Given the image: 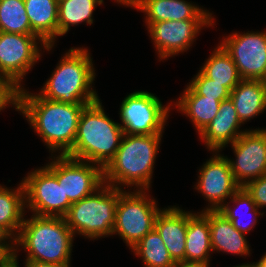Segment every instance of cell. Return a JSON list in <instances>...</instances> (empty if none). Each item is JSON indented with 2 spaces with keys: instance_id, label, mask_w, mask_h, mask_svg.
Returning a JSON list of instances; mask_svg holds the SVG:
<instances>
[{
  "instance_id": "83f0119b",
  "label": "cell",
  "mask_w": 266,
  "mask_h": 267,
  "mask_svg": "<svg viewBox=\"0 0 266 267\" xmlns=\"http://www.w3.org/2000/svg\"><path fill=\"white\" fill-rule=\"evenodd\" d=\"M26 13L24 0H0V31L37 35Z\"/></svg>"
},
{
  "instance_id": "f1b7e54d",
  "label": "cell",
  "mask_w": 266,
  "mask_h": 267,
  "mask_svg": "<svg viewBox=\"0 0 266 267\" xmlns=\"http://www.w3.org/2000/svg\"><path fill=\"white\" fill-rule=\"evenodd\" d=\"M230 199L231 200L229 201V203L232 202L235 204L233 207L234 209L232 208V206L229 205L228 202H225V204L219 209V211L231 221L232 225L238 231L247 234L252 228H254L255 224L257 223V218H259L257 216H263L264 213L261 214V211L259 212V209L256 207L255 202L252 200L251 196L246 192L243 187H240ZM238 207H246V209L248 208L245 212L251 213L254 219H250L248 223H246L245 221L243 222L241 220V216L243 214H238Z\"/></svg>"
},
{
  "instance_id": "6da1fadb",
  "label": "cell",
  "mask_w": 266,
  "mask_h": 267,
  "mask_svg": "<svg viewBox=\"0 0 266 267\" xmlns=\"http://www.w3.org/2000/svg\"><path fill=\"white\" fill-rule=\"evenodd\" d=\"M89 104H66L18 90L17 111L29 122L52 153L66 155L73 147L78 122L83 109Z\"/></svg>"
},
{
  "instance_id": "7402d4cb",
  "label": "cell",
  "mask_w": 266,
  "mask_h": 267,
  "mask_svg": "<svg viewBox=\"0 0 266 267\" xmlns=\"http://www.w3.org/2000/svg\"><path fill=\"white\" fill-rule=\"evenodd\" d=\"M185 261L210 262V253L213 252L210 240L208 218L202 213L188 211V228L186 233Z\"/></svg>"
},
{
  "instance_id": "277c9868",
  "label": "cell",
  "mask_w": 266,
  "mask_h": 267,
  "mask_svg": "<svg viewBox=\"0 0 266 267\" xmlns=\"http://www.w3.org/2000/svg\"><path fill=\"white\" fill-rule=\"evenodd\" d=\"M123 135L120 124L105 114L99 99L83 109L74 145L66 155L104 168L115 156Z\"/></svg>"
},
{
  "instance_id": "8992f818",
  "label": "cell",
  "mask_w": 266,
  "mask_h": 267,
  "mask_svg": "<svg viewBox=\"0 0 266 267\" xmlns=\"http://www.w3.org/2000/svg\"><path fill=\"white\" fill-rule=\"evenodd\" d=\"M118 188L103 184L93 194L72 203L64 216L74 235L98 239L112 235L115 226Z\"/></svg>"
},
{
  "instance_id": "8fae6325",
  "label": "cell",
  "mask_w": 266,
  "mask_h": 267,
  "mask_svg": "<svg viewBox=\"0 0 266 267\" xmlns=\"http://www.w3.org/2000/svg\"><path fill=\"white\" fill-rule=\"evenodd\" d=\"M25 208L40 216L64 217L72 203L64 195L62 185L46 167H41L22 179Z\"/></svg>"
},
{
  "instance_id": "d590c367",
  "label": "cell",
  "mask_w": 266,
  "mask_h": 267,
  "mask_svg": "<svg viewBox=\"0 0 266 267\" xmlns=\"http://www.w3.org/2000/svg\"><path fill=\"white\" fill-rule=\"evenodd\" d=\"M12 259L0 248V267H11Z\"/></svg>"
},
{
  "instance_id": "5bb4252c",
  "label": "cell",
  "mask_w": 266,
  "mask_h": 267,
  "mask_svg": "<svg viewBox=\"0 0 266 267\" xmlns=\"http://www.w3.org/2000/svg\"><path fill=\"white\" fill-rule=\"evenodd\" d=\"M213 25L214 20H168L152 23L147 28L163 60L189 50L202 27Z\"/></svg>"
},
{
  "instance_id": "f546056e",
  "label": "cell",
  "mask_w": 266,
  "mask_h": 267,
  "mask_svg": "<svg viewBox=\"0 0 266 267\" xmlns=\"http://www.w3.org/2000/svg\"><path fill=\"white\" fill-rule=\"evenodd\" d=\"M187 86L197 95L215 98L216 100L228 99L231 94L226 86L206 77L200 70Z\"/></svg>"
},
{
  "instance_id": "1f68e13d",
  "label": "cell",
  "mask_w": 266,
  "mask_h": 267,
  "mask_svg": "<svg viewBox=\"0 0 266 267\" xmlns=\"http://www.w3.org/2000/svg\"><path fill=\"white\" fill-rule=\"evenodd\" d=\"M10 105L17 110L18 89L11 82L0 78V112Z\"/></svg>"
},
{
  "instance_id": "5b68a950",
  "label": "cell",
  "mask_w": 266,
  "mask_h": 267,
  "mask_svg": "<svg viewBox=\"0 0 266 267\" xmlns=\"http://www.w3.org/2000/svg\"><path fill=\"white\" fill-rule=\"evenodd\" d=\"M90 55L86 48L69 49L38 94L66 104H92L99 100L92 88L95 70Z\"/></svg>"
},
{
  "instance_id": "cb8c5ba5",
  "label": "cell",
  "mask_w": 266,
  "mask_h": 267,
  "mask_svg": "<svg viewBox=\"0 0 266 267\" xmlns=\"http://www.w3.org/2000/svg\"><path fill=\"white\" fill-rule=\"evenodd\" d=\"M25 214V190L23 183L14 189L0 184V225L15 239L23 224Z\"/></svg>"
},
{
  "instance_id": "d6a6232c",
  "label": "cell",
  "mask_w": 266,
  "mask_h": 267,
  "mask_svg": "<svg viewBox=\"0 0 266 267\" xmlns=\"http://www.w3.org/2000/svg\"><path fill=\"white\" fill-rule=\"evenodd\" d=\"M6 240H8V241H6ZM0 248L11 259L16 254L15 238L1 225H0Z\"/></svg>"
},
{
  "instance_id": "74e56055",
  "label": "cell",
  "mask_w": 266,
  "mask_h": 267,
  "mask_svg": "<svg viewBox=\"0 0 266 267\" xmlns=\"http://www.w3.org/2000/svg\"><path fill=\"white\" fill-rule=\"evenodd\" d=\"M17 253H18V252L16 251V254H15V255L13 256V258H12V266H11V267H19V266H18L19 263L17 262V259H18V258H17V257H18L17 255H19V254H17Z\"/></svg>"
},
{
  "instance_id": "9a60e30c",
  "label": "cell",
  "mask_w": 266,
  "mask_h": 267,
  "mask_svg": "<svg viewBox=\"0 0 266 267\" xmlns=\"http://www.w3.org/2000/svg\"><path fill=\"white\" fill-rule=\"evenodd\" d=\"M199 169L198 190L209 204L205 210H219L228 198L240 188L237 184L228 161V157L218 151Z\"/></svg>"
},
{
  "instance_id": "d6986e66",
  "label": "cell",
  "mask_w": 266,
  "mask_h": 267,
  "mask_svg": "<svg viewBox=\"0 0 266 267\" xmlns=\"http://www.w3.org/2000/svg\"><path fill=\"white\" fill-rule=\"evenodd\" d=\"M210 227L212 251L225 252L234 255H250L246 234L238 231L231 221L219 210H202Z\"/></svg>"
},
{
  "instance_id": "484cf974",
  "label": "cell",
  "mask_w": 266,
  "mask_h": 267,
  "mask_svg": "<svg viewBox=\"0 0 266 267\" xmlns=\"http://www.w3.org/2000/svg\"><path fill=\"white\" fill-rule=\"evenodd\" d=\"M103 0H58V36H64L71 26L85 22L93 24V10Z\"/></svg>"
},
{
  "instance_id": "e0dca14e",
  "label": "cell",
  "mask_w": 266,
  "mask_h": 267,
  "mask_svg": "<svg viewBox=\"0 0 266 267\" xmlns=\"http://www.w3.org/2000/svg\"><path fill=\"white\" fill-rule=\"evenodd\" d=\"M241 125L235 106L231 98H228L220 102L216 116L199 138L205 142L209 151L220 152L227 144L234 143L242 133L247 131H241L239 129Z\"/></svg>"
},
{
  "instance_id": "f35d334b",
  "label": "cell",
  "mask_w": 266,
  "mask_h": 267,
  "mask_svg": "<svg viewBox=\"0 0 266 267\" xmlns=\"http://www.w3.org/2000/svg\"><path fill=\"white\" fill-rule=\"evenodd\" d=\"M259 81L262 83V85H263V86L265 87V89H266V69H265V72H264L263 76L260 78Z\"/></svg>"
},
{
  "instance_id": "9c48e42d",
  "label": "cell",
  "mask_w": 266,
  "mask_h": 267,
  "mask_svg": "<svg viewBox=\"0 0 266 267\" xmlns=\"http://www.w3.org/2000/svg\"><path fill=\"white\" fill-rule=\"evenodd\" d=\"M162 105L160 99L147 91L130 93L120 106V124L126 135L163 134L170 106Z\"/></svg>"
},
{
  "instance_id": "7c38bea8",
  "label": "cell",
  "mask_w": 266,
  "mask_h": 267,
  "mask_svg": "<svg viewBox=\"0 0 266 267\" xmlns=\"http://www.w3.org/2000/svg\"><path fill=\"white\" fill-rule=\"evenodd\" d=\"M219 44L234 61L241 79L260 80L266 69V31L235 32Z\"/></svg>"
},
{
  "instance_id": "d4e9b609",
  "label": "cell",
  "mask_w": 266,
  "mask_h": 267,
  "mask_svg": "<svg viewBox=\"0 0 266 267\" xmlns=\"http://www.w3.org/2000/svg\"><path fill=\"white\" fill-rule=\"evenodd\" d=\"M200 71L208 78L226 86L230 91L242 80L234 61L219 44Z\"/></svg>"
},
{
  "instance_id": "ab89813d",
  "label": "cell",
  "mask_w": 266,
  "mask_h": 267,
  "mask_svg": "<svg viewBox=\"0 0 266 267\" xmlns=\"http://www.w3.org/2000/svg\"><path fill=\"white\" fill-rule=\"evenodd\" d=\"M234 267H257L256 263L253 262L252 264H242V265H238V266H234Z\"/></svg>"
},
{
  "instance_id": "ac0fdd59",
  "label": "cell",
  "mask_w": 266,
  "mask_h": 267,
  "mask_svg": "<svg viewBox=\"0 0 266 267\" xmlns=\"http://www.w3.org/2000/svg\"><path fill=\"white\" fill-rule=\"evenodd\" d=\"M188 211L171 206L160 210L155 219L154 229L161 236L175 263L185 261Z\"/></svg>"
},
{
  "instance_id": "603a6c76",
  "label": "cell",
  "mask_w": 266,
  "mask_h": 267,
  "mask_svg": "<svg viewBox=\"0 0 266 267\" xmlns=\"http://www.w3.org/2000/svg\"><path fill=\"white\" fill-rule=\"evenodd\" d=\"M221 101L197 95L187 86L174 105L178 107L179 112L181 111L190 118L197 130L196 132L200 135L216 116Z\"/></svg>"
},
{
  "instance_id": "4fadbf2b",
  "label": "cell",
  "mask_w": 266,
  "mask_h": 267,
  "mask_svg": "<svg viewBox=\"0 0 266 267\" xmlns=\"http://www.w3.org/2000/svg\"><path fill=\"white\" fill-rule=\"evenodd\" d=\"M230 145L236 160L228 161L240 187L266 174V129H250Z\"/></svg>"
},
{
  "instance_id": "836d02e7",
  "label": "cell",
  "mask_w": 266,
  "mask_h": 267,
  "mask_svg": "<svg viewBox=\"0 0 266 267\" xmlns=\"http://www.w3.org/2000/svg\"><path fill=\"white\" fill-rule=\"evenodd\" d=\"M24 267H62L54 263L25 260Z\"/></svg>"
},
{
  "instance_id": "44dd1931",
  "label": "cell",
  "mask_w": 266,
  "mask_h": 267,
  "mask_svg": "<svg viewBox=\"0 0 266 267\" xmlns=\"http://www.w3.org/2000/svg\"><path fill=\"white\" fill-rule=\"evenodd\" d=\"M230 98L242 124L266 110V89L259 80L242 79Z\"/></svg>"
},
{
  "instance_id": "30bf717a",
  "label": "cell",
  "mask_w": 266,
  "mask_h": 267,
  "mask_svg": "<svg viewBox=\"0 0 266 267\" xmlns=\"http://www.w3.org/2000/svg\"><path fill=\"white\" fill-rule=\"evenodd\" d=\"M53 158L46 167L56 176L59 185H62L65 197L71 203L93 194L104 184L101 166L67 155L58 154Z\"/></svg>"
},
{
  "instance_id": "52a82bcc",
  "label": "cell",
  "mask_w": 266,
  "mask_h": 267,
  "mask_svg": "<svg viewBox=\"0 0 266 267\" xmlns=\"http://www.w3.org/2000/svg\"><path fill=\"white\" fill-rule=\"evenodd\" d=\"M147 190L127 192L118 189L115 226L112 235H119L132 248L154 229L155 219L161 209L155 199L148 197Z\"/></svg>"
},
{
  "instance_id": "ffe728a7",
  "label": "cell",
  "mask_w": 266,
  "mask_h": 267,
  "mask_svg": "<svg viewBox=\"0 0 266 267\" xmlns=\"http://www.w3.org/2000/svg\"><path fill=\"white\" fill-rule=\"evenodd\" d=\"M31 29L47 44L58 36V0H24Z\"/></svg>"
},
{
  "instance_id": "4dcf8cb0",
  "label": "cell",
  "mask_w": 266,
  "mask_h": 267,
  "mask_svg": "<svg viewBox=\"0 0 266 267\" xmlns=\"http://www.w3.org/2000/svg\"><path fill=\"white\" fill-rule=\"evenodd\" d=\"M243 188L251 196L257 208L266 207V174L250 181Z\"/></svg>"
},
{
  "instance_id": "3957f363",
  "label": "cell",
  "mask_w": 266,
  "mask_h": 267,
  "mask_svg": "<svg viewBox=\"0 0 266 267\" xmlns=\"http://www.w3.org/2000/svg\"><path fill=\"white\" fill-rule=\"evenodd\" d=\"M74 234L64 217L33 214L24 219L15 239L17 247L27 251L25 260L70 267Z\"/></svg>"
},
{
  "instance_id": "7a4b0ae2",
  "label": "cell",
  "mask_w": 266,
  "mask_h": 267,
  "mask_svg": "<svg viewBox=\"0 0 266 267\" xmlns=\"http://www.w3.org/2000/svg\"><path fill=\"white\" fill-rule=\"evenodd\" d=\"M162 135L124 134L115 156L103 168L104 183L118 189L135 185L136 190H149Z\"/></svg>"
},
{
  "instance_id": "8d00e7d4",
  "label": "cell",
  "mask_w": 266,
  "mask_h": 267,
  "mask_svg": "<svg viewBox=\"0 0 266 267\" xmlns=\"http://www.w3.org/2000/svg\"><path fill=\"white\" fill-rule=\"evenodd\" d=\"M257 267H266V253L261 257V259L256 262Z\"/></svg>"
},
{
  "instance_id": "ba28073f",
  "label": "cell",
  "mask_w": 266,
  "mask_h": 267,
  "mask_svg": "<svg viewBox=\"0 0 266 267\" xmlns=\"http://www.w3.org/2000/svg\"><path fill=\"white\" fill-rule=\"evenodd\" d=\"M38 44L47 51L54 46L47 45L38 35L0 31V78L11 82L18 90L21 89L24 76L42 56Z\"/></svg>"
},
{
  "instance_id": "2e32d148",
  "label": "cell",
  "mask_w": 266,
  "mask_h": 267,
  "mask_svg": "<svg viewBox=\"0 0 266 267\" xmlns=\"http://www.w3.org/2000/svg\"><path fill=\"white\" fill-rule=\"evenodd\" d=\"M146 14L147 27L159 21L214 20L212 13L185 0H115ZM208 11V12H207Z\"/></svg>"
},
{
  "instance_id": "4316f807",
  "label": "cell",
  "mask_w": 266,
  "mask_h": 267,
  "mask_svg": "<svg viewBox=\"0 0 266 267\" xmlns=\"http://www.w3.org/2000/svg\"><path fill=\"white\" fill-rule=\"evenodd\" d=\"M131 249L142 259L144 267H175L176 265L155 229L147 233Z\"/></svg>"
},
{
  "instance_id": "e575fe53",
  "label": "cell",
  "mask_w": 266,
  "mask_h": 267,
  "mask_svg": "<svg viewBox=\"0 0 266 267\" xmlns=\"http://www.w3.org/2000/svg\"><path fill=\"white\" fill-rule=\"evenodd\" d=\"M210 263H204V262H187L182 261L176 263L175 267H210Z\"/></svg>"
}]
</instances>
